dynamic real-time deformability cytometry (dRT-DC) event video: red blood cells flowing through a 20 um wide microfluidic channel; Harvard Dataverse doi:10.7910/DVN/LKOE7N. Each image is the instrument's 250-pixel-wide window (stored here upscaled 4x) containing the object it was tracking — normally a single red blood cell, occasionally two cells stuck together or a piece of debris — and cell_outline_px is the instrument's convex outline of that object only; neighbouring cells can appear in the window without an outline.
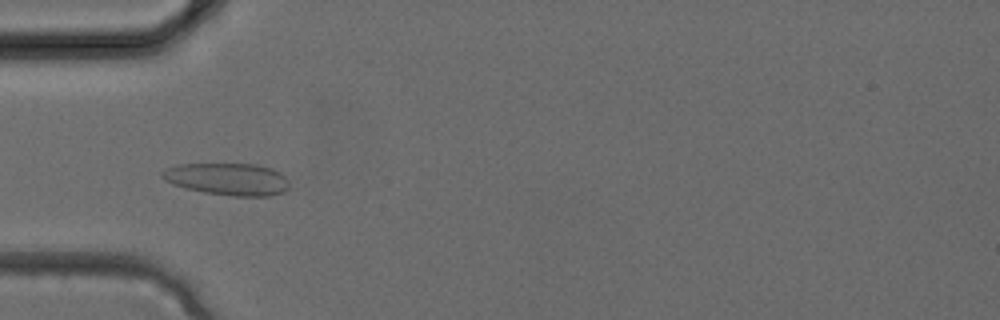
{"species": "common noctule bat (a hibernating species)", "species_latin": "Nyctalus noctula", "temperature_condition": "cold", "stored_images_in_passage": 3, "camera_frame_rate_fps": 3000, "um_per_image_px": 0.085, "animal": {"sex": "female", "body_mass_g": 24.6, "forearm_length_mm": 56.2}, "frame": {"image": 1, "passage_image": 3, "time_ms": 0.667, "image_size_px": [1000, 320], "cell_outline_px": [[288, 188], [284, 192], [268, 196], [232, 196], [204, 192], [172, 184], [164, 180], [160, 176], [160, 172], [176, 164], [256, 164], [272, 168], [280, 172], [288, 180]], "centroid_in_image_um": [19.35, 15.22], "position_along_channel_um": 65.6, "area_um2": 23.87}}